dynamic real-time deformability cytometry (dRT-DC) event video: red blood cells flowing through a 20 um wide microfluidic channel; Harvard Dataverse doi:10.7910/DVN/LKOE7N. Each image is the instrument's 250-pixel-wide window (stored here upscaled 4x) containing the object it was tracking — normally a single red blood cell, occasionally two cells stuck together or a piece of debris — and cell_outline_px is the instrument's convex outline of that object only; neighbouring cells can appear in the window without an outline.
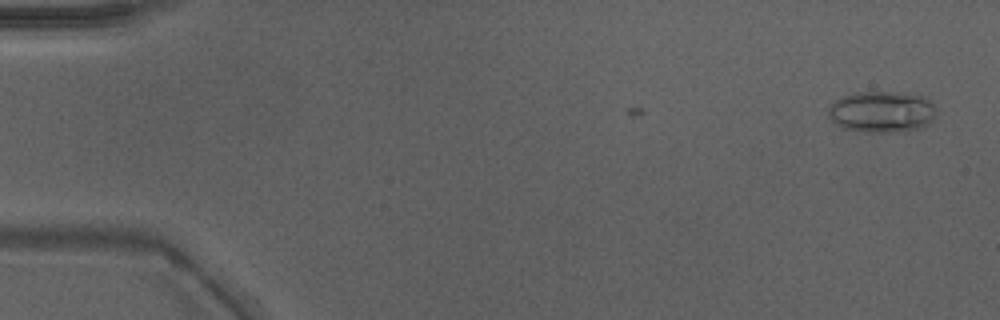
{"species": "Egyptian fruit bat (a non-hibernating species)", "species_latin": "Rousettus aegyptiacus", "temperature_condition": "warm", "stored_images_in_passage": 9, "camera_frame_rate_fps": 3000, "um_per_image_px": 0.085, "animal": {"sex": "male"}, "frame": {"image": 1, "passage_image": 2, "time_ms": 0.333, "image_size_px": [1000, 320], "cell_outline_px": [[936, 112], [932, 120], [924, 128], [904, 132], [860, 132], [844, 128], [836, 124], [828, 116], [828, 108], [836, 100], [852, 92], [904, 92], [924, 96], [936, 108]], "centroid_in_image_um": [74.98, 9.51], "position_along_channel_um": 10.0, "area_um2": 26.41}}